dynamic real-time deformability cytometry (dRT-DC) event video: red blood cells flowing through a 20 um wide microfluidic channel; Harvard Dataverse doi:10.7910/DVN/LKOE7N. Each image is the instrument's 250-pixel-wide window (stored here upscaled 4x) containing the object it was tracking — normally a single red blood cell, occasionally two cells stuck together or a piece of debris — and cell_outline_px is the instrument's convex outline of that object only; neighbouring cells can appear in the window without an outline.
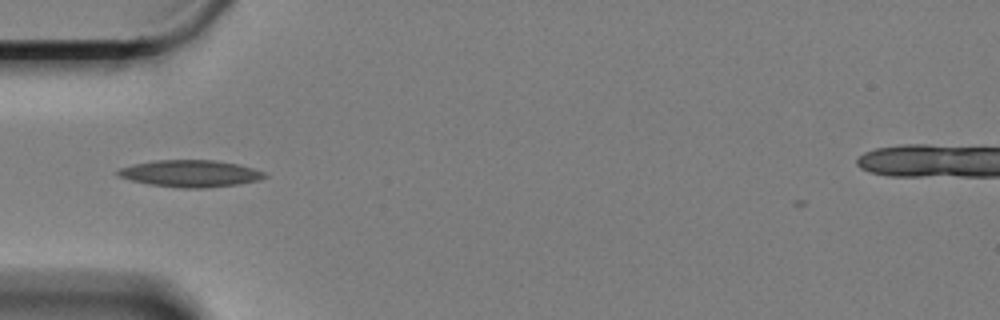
{"species": "Egyptian fruit bat (a non-hibernating species)", "species_latin": "Rousettus aegyptiacus", "temperature_condition": "cold", "stored_images_in_passage": 11, "camera_frame_rate_fps": 3000, "um_per_image_px": 0.085, "animal": {"sex": "female"}, "frame": {"image": 1, "passage_image": 1, "time_ms": 0.0, "image_size_px": [1000, 320], "cell_outline_px": [[268, 176], [260, 180], [236, 184], [204, 188], [180, 188], [148, 184], [132, 180], [120, 176], [116, 172], [120, 168], [132, 164], [156, 160], [216, 160], [236, 164], [252, 168], [264, 172]], "centroid_in_image_um": [16.18, 14.75], "position_along_channel_um": 68.8, "area_um2": 22.83}}
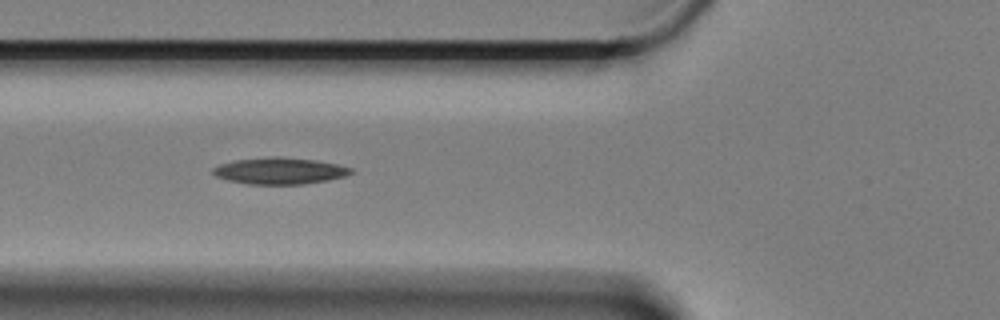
{"frame": {"image": 2, "passage_image": 4, "time_ms": 1.0, "image_size_px": [1000, 320], "cell_outline_px": [[352, 172], [344, 176], [328, 180], [304, 184], [248, 184], [228, 180], [216, 176], [212, 172], [212, 168], [220, 164], [236, 160], [272, 156], [280, 156], [316, 160], [336, 164], [352, 168]], "centroid_in_image_um": [23.76, 14.52], "position_along_channel_um": 102.0, "area_um2": 21.27}}
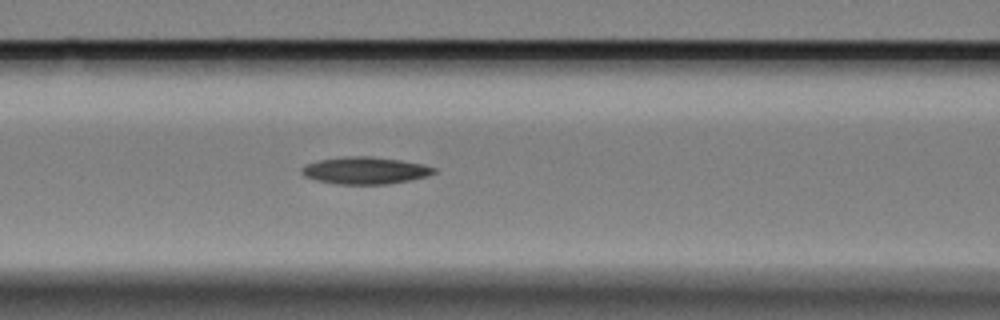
{"frame": {"image": 3, "passage_image": 7, "time_ms": 2.0, "image_size_px": [1000, 320], "cell_outline_px": [[436, 172], [428, 176], [388, 184], [336, 184], [316, 180], [304, 176], [300, 172], [300, 168], [308, 164], [320, 160], [344, 156], [372, 156], [400, 160], [424, 164], [436, 168]], "centroid_in_image_um": [31.04, 14.49], "position_along_channel_um": 135.6, "area_um2": 20.92}}